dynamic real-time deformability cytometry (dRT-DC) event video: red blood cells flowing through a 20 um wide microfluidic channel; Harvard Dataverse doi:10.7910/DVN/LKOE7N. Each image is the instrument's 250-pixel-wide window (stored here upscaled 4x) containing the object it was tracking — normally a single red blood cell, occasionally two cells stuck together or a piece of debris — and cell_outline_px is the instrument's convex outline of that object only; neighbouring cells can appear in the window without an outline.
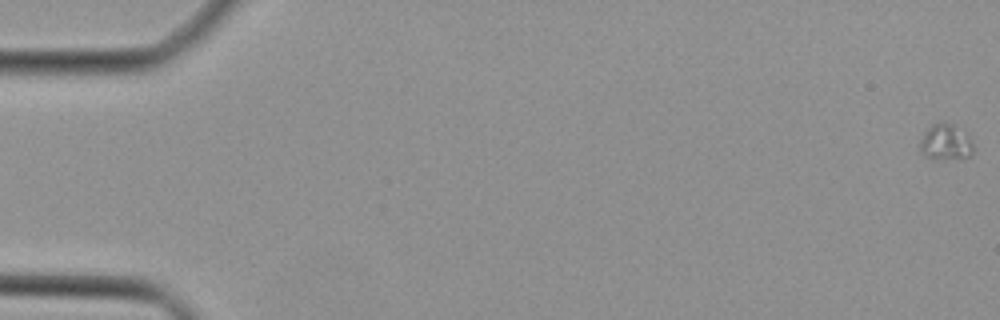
{"species": "Egyptian fruit bat (a non-hibernating species)", "species_latin": "Rousettus aegyptiacus", "temperature_condition": "cold", "stored_images_in_passage": 47, "camera_frame_rate_fps": 3000, "um_per_image_px": 0.085, "animal": {"sex": "female"}, "frame": {"image": 1, "passage_image": 1, "time_ms": 0.0, "image_size_px": [1000, 320], "cell_outline_px": [[976, 148], [968, 156], [924, 156], [920, 152], [920, 140], [924, 132], [932, 124], [952, 124], [964, 128], [968, 132]], "centroid_in_image_um": [80.44, 12.01], "position_along_channel_um": 4.6, "area_um2": 10.81}}
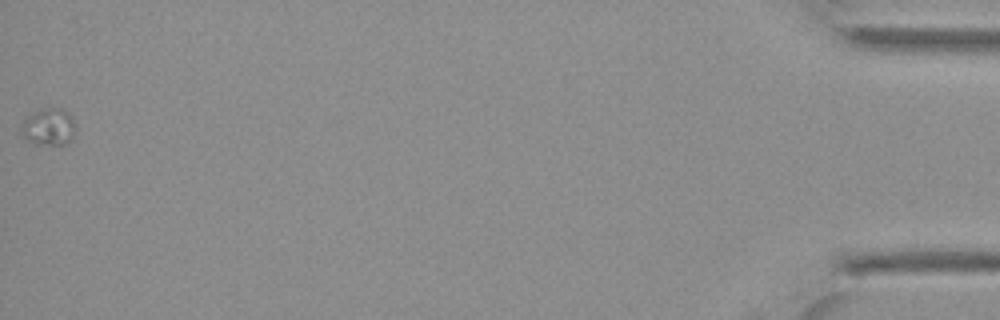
{"frame": {"image": 2, "passage_image": 47, "time_ms": 15.333, "image_size_px": [1000, 320], "cell_outline_px": [[76, 128], [72, 136], [64, 144], [36, 144], [28, 140], [24, 136], [20, 128], [24, 120], [28, 116], [40, 108], [60, 108], [68, 112], [72, 116]], "centroid_in_image_um": [4.14, 10.76], "position_along_channel_um": 431.1, "area_um2": 11.56}}